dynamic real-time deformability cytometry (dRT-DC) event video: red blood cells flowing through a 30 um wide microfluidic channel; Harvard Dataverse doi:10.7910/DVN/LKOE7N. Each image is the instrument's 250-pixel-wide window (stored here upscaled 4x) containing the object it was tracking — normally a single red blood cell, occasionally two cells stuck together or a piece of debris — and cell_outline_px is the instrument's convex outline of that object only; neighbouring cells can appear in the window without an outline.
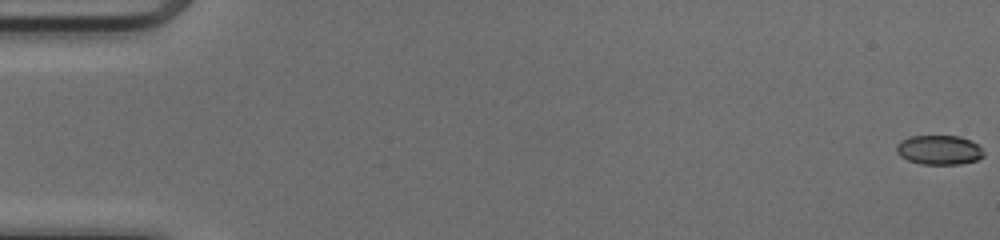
{"species": "common noctule bat (a hibernating species)", "species_latin": "Nyctalus noctula", "temperature_condition": "cold", "stored_images_in_passage": 51, "camera_frame_rate_fps": 3000, "um_per_image_px": 0.085, "animal": {"sex": "female", "body_mass_g": 17.0, "forearm_length_mm": 48.0}, "frame": {"image": 1, "passage_image": 1, "time_ms": 0.0, "image_size_px": [1000, 240], "cell_outline_px": [[984, 156], [976, 160], [960, 164], [920, 164], [908, 160], [900, 156], [896, 152], [896, 144], [900, 140], [908, 136], [960, 136], [972, 140], [980, 144], [984, 152]], "centroid_in_image_um": [79.83, 12.73], "position_along_channel_um": 5.2, "area_um2": 15.26}}
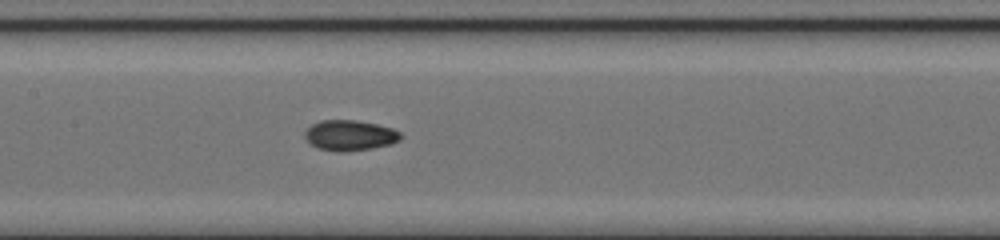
{"frame": {"image": 2, "passage_image": 26, "time_ms": 8.333, "image_size_px": [1000, 240], "cell_outline_px": [[404, 136], [400, 140], [392, 144], [372, 148], [344, 152], [336, 152], [316, 148], [304, 136], [304, 132], [312, 124], [320, 120], [356, 120], [376, 124], [392, 128], [400, 132]], "centroid_in_image_um": [29.75, 11.51], "position_along_channel_um": 177.6, "area_um2": 17.17}}
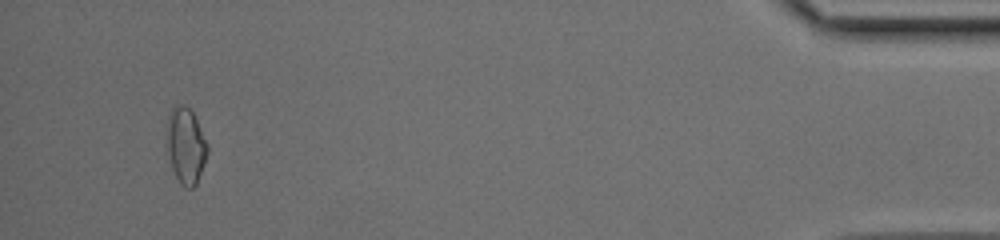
{"frame": {"image": 3, "passage_image": 49, "time_ms": 16.0, "image_size_px": [1000, 240], "cell_outline_px": [[208, 152], [196, 184], [192, 188], [184, 188], [180, 184], [172, 168], [168, 152], [168, 116], [172, 108], [176, 104], [184, 104], [192, 112], [208, 144]], "centroid_in_image_um": [15.8, 12.39], "position_along_channel_um": 419.4, "area_um2": 17.63}, "authors_computed_cell_mechanics": {"area_um2": 16.2996, "velocity_mm_per_s": 4.1557, "shape_relaxation_time_tau1_ms": null, "shape_relaxation_time_tau2_ms": 1.6744, "deformation_change_tau1": null, "deformation_change_tau2": 0.0542}}